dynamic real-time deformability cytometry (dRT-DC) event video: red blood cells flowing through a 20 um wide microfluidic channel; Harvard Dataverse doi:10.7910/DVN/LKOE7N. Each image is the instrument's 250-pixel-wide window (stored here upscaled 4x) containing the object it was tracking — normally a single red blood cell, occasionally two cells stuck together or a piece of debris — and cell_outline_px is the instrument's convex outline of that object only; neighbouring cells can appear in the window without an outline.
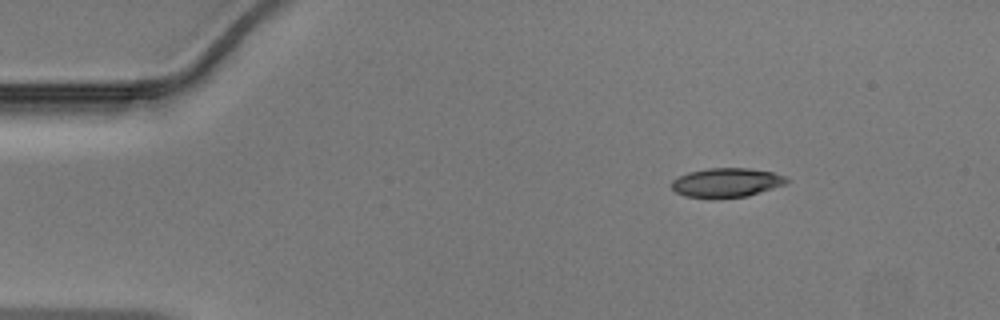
{"species": "Egyptian fruit bat (a non-hibernating species)", "species_latin": "Rousettus aegyptiacus", "temperature_condition": "warm", "stored_images_in_passage": 29, "camera_frame_rate_fps": 3000, "um_per_image_px": 0.085, "animal": {"sex": "male"}, "frame": {"image": 1, "passage_image": 1, "time_ms": 0.0, "image_size_px": [1000, 320], "cell_outline_px": [[788, 184], [760, 192], [744, 196], [684, 196], [676, 192], [672, 188], [672, 180], [688, 172], [708, 168], [748, 168], [772, 172], [784, 176], [788, 180]], "centroid_in_image_um": [61.78, 15.48], "position_along_channel_um": 23.2, "area_um2": 18.96}}
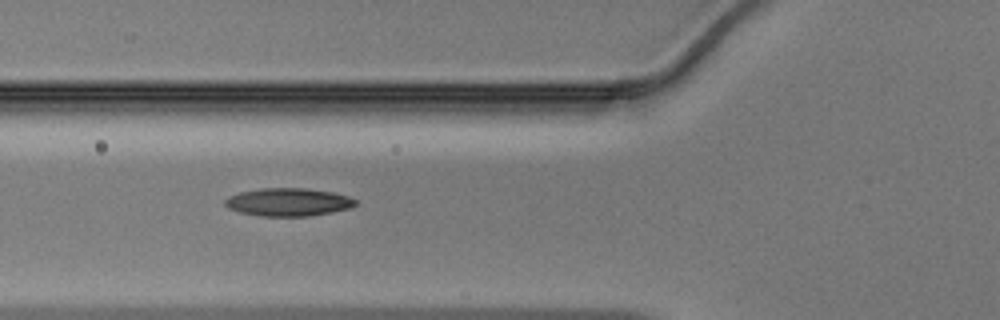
{"frame": {"image": 2, "passage_image": 12, "time_ms": 3.667, "image_size_px": [1000, 320], "cell_outline_px": [[360, 204], [352, 208], [332, 212], [308, 216], [260, 216], [240, 212], [228, 208], [224, 204], [224, 200], [228, 196], [240, 192], [260, 188], [304, 188], [332, 192], [348, 196], [356, 200]], "centroid_in_image_um": [24.52, 17.18], "position_along_channel_um": 101.3, "area_um2": 21.44}}
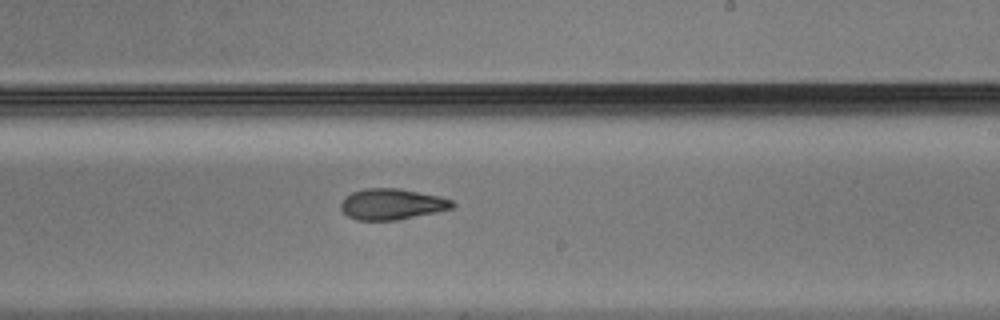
{"frame": {"image": 3, "passage_image": 23, "time_ms": 7.333, "image_size_px": [1000, 320], "cell_outline_px": [[456, 204], [452, 208], [436, 212], [396, 220], [356, 220], [348, 216], [340, 208], [340, 204], [344, 196], [352, 192], [364, 188], [400, 188], [440, 196], [452, 200]], "centroid_in_image_um": [33.29, 17.34], "position_along_channel_um": 255.7, "area_um2": 20.23}}